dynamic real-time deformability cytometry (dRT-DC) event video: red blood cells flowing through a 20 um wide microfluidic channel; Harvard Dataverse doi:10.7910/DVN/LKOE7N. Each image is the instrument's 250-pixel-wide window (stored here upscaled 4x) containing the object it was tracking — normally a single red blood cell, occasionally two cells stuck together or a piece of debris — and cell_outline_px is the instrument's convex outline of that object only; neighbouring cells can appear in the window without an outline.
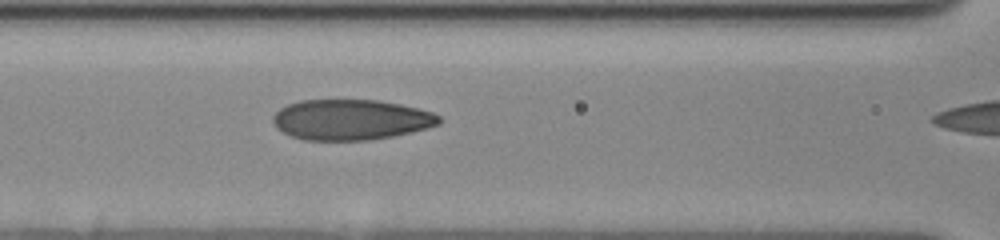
{"species": "human", "species_latin": "Homo sapiens", "temperature_condition": "cold", "stored_images_in_passage": 35, "camera_frame_rate_fps": 3000, "um_per_image_px": 0.085, "donor": {"sex": "female"}, "frame": {"image": 1, "passage_image": 27, "time_ms": 8.667, "image_size_px": [1000, 240], "cell_outline_px": [[440, 124], [428, 128], [412, 132], [392, 136], [368, 140], [304, 140], [292, 136], [276, 128], [272, 120], [272, 116], [280, 108], [288, 104], [300, 100], [380, 100], [400, 104], [432, 112], [440, 116]], "centroid_in_image_um": [29.82, 10.17], "position_along_channel_um": 136.8, "area_um2": 39.25}}
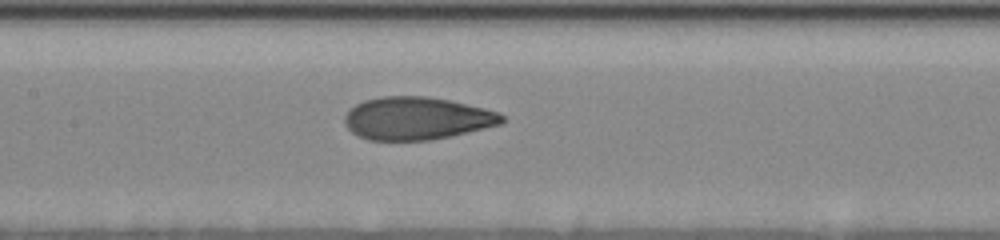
{"frame": {"image": 2, "passage_image": 30, "time_ms": 9.667, "image_size_px": [1000, 240], "cell_outline_px": [[504, 120], [500, 124], [484, 128], [448, 136], [428, 140], [368, 140], [352, 132], [344, 124], [344, 116], [356, 104], [364, 100], [380, 96], [428, 96], [448, 100], [484, 108], [500, 112], [504, 116]], "centroid_in_image_um": [35.41, 10.05], "position_along_channel_um": 172.0, "area_um2": 38.9}}
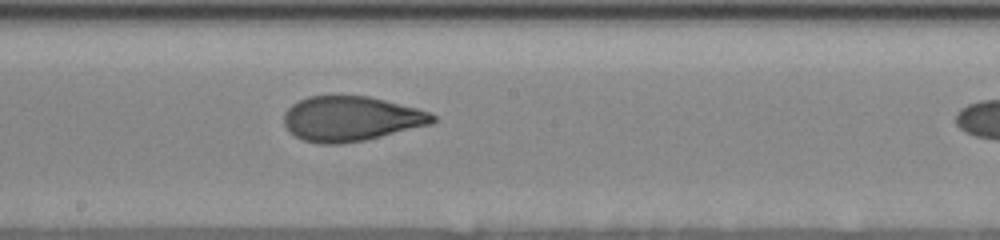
{"frame": {"image": 3, "passage_image": 34, "time_ms": 11.0, "image_size_px": [1000, 240], "cell_outline_px": [[436, 120], [432, 124], [364, 140], [340, 144], [320, 144], [304, 140], [296, 136], [284, 124], [284, 112], [292, 104], [308, 96], [368, 96], [432, 112], [436, 116]], "centroid_in_image_um": [29.85, 10.09], "position_along_channel_um": 218.4, "area_um2": 38.67}}